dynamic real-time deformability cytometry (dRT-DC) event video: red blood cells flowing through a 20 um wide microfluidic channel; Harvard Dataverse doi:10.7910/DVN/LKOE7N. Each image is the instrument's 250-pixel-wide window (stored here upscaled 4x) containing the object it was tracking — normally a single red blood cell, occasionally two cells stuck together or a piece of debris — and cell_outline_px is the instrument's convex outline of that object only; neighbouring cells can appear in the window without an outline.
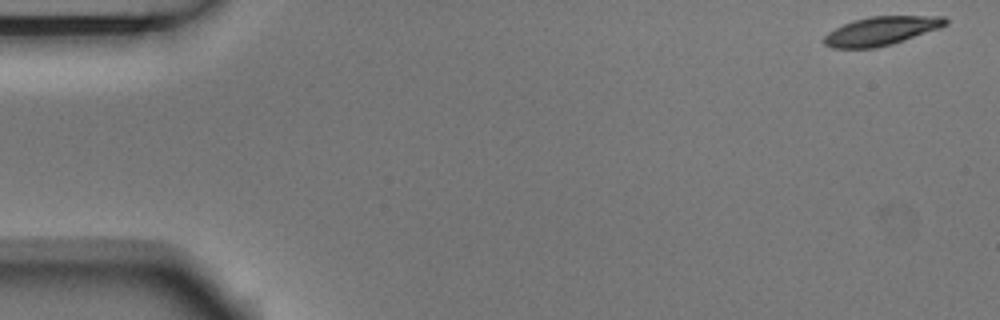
{"species": "Egyptian fruit bat (a non-hibernating species)", "species_latin": "Rousettus aegyptiacus", "temperature_condition": "room temperature", "stored_images_in_passage": 5, "camera_frame_rate_fps": 3000, "um_per_image_px": 0.085, "animal": {"sex": "male"}, "frame": {"image": 1, "passage_image": 1, "time_ms": 0.0, "image_size_px": [1000, 320], "cell_outline_px": [[948, 24], [940, 28], [892, 44], [876, 48], [832, 48], [824, 44], [824, 36], [828, 32], [852, 20], [872, 16], [944, 16], [948, 20]], "centroid_in_image_um": [74.91, 2.63], "position_along_channel_um": 10.1, "area_um2": 20.29}}
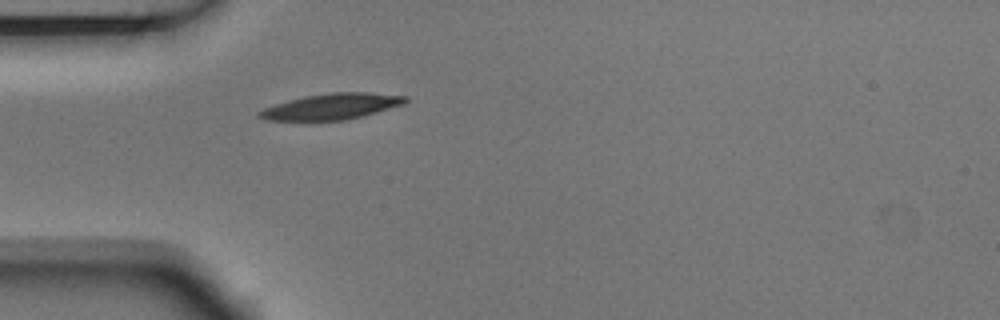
{"frame": {"image": 2, "passage_image": 5, "time_ms": 1.333, "image_size_px": [1000, 320], "cell_outline_px": [[408, 100], [404, 104], [364, 116], [348, 120], [264, 120], [256, 116], [256, 112], [264, 108], [288, 100], [304, 96], [332, 92], [368, 92], [408, 96]], "centroid_in_image_um": [28.19, 9.05], "position_along_channel_um": 56.8, "area_um2": 22.2}}